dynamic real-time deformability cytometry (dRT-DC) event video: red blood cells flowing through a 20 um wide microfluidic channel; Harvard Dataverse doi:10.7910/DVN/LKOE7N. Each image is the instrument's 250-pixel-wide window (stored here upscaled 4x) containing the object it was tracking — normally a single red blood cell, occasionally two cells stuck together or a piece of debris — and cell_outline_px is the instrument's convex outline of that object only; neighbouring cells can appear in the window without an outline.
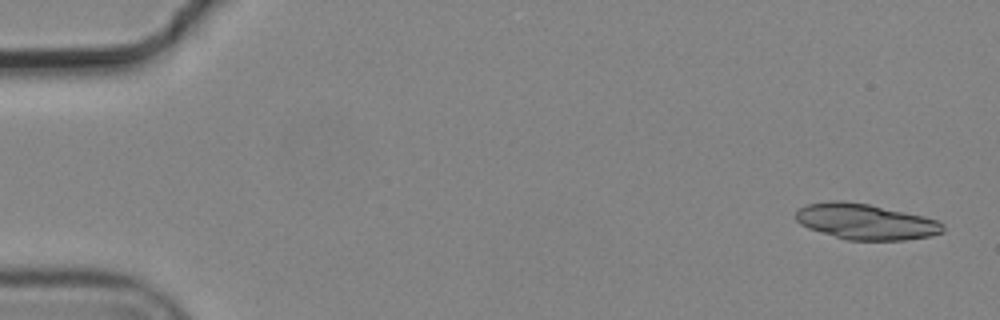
{"species": "common noctule bat (a hibernating species)", "species_latin": "Nyctalus noctula", "temperature_condition": "cold", "stored_images_in_passage": 7, "camera_frame_rate_fps": 3000, "um_per_image_px": 0.085, "animal": {"sex": "male", "body_mass_g": 19.2, "forearm_length_mm": 51.8}, "frame": {"image": 1, "passage_image": 1, "time_ms": 0.0, "image_size_px": [1000, 320], "cell_outline_px": [[944, 232], [932, 236], [904, 240], [848, 240], [808, 228], [800, 224], [796, 220], [796, 212], [800, 208], [808, 204], [832, 200], [844, 200], [868, 204], [924, 216], [936, 220], [944, 224]], "centroid_in_image_um": [73.6, 18.84], "position_along_channel_um": 11.4, "area_um2": 30.58}}
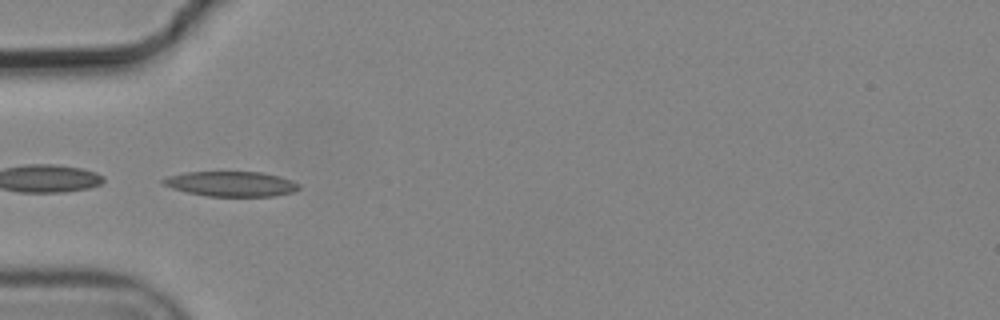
{"frame": {"image": 2, "passage_image": 5, "time_ms": 1.333, "image_size_px": [1000, 320], "cell_outline_px": [[300, 188], [292, 192], [276, 196], [208, 196], [188, 192], [172, 188], [164, 184], [160, 180], [168, 176], [188, 172], [264, 172], [280, 176], [292, 180], [300, 184]], "centroid_in_image_um": [19.7, 15.62], "position_along_channel_um": 65.3, "area_um2": 19.77}}